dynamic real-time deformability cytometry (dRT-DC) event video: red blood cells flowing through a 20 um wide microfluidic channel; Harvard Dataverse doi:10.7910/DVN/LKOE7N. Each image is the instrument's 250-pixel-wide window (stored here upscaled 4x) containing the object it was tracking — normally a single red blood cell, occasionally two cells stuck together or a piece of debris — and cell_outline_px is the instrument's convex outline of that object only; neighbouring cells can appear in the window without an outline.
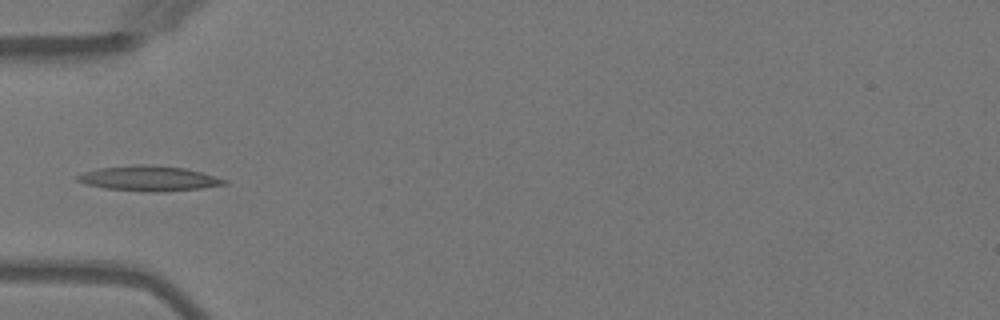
{"species": "Egyptian fruit bat (a non-hibernating species)", "species_latin": "Rousettus aegyptiacus", "temperature_condition": "warm", "stored_images_in_passage": 6, "camera_frame_rate_fps": 3000, "um_per_image_px": 0.085, "animal": {"sex": "female"}, "frame": {"image": 1, "passage_image": 5, "time_ms": 4.667, "image_size_px": [1000, 320], "cell_outline_px": [[228, 184], [200, 188], [156, 192], [152, 192], [108, 188], [88, 184], [76, 180], [76, 176], [84, 172], [100, 168], [132, 164], [152, 164], [184, 168], [200, 172], [228, 180]], "centroid_in_image_um": [12.68, 15.15], "position_along_channel_um": 72.3, "area_um2": 21.21}}
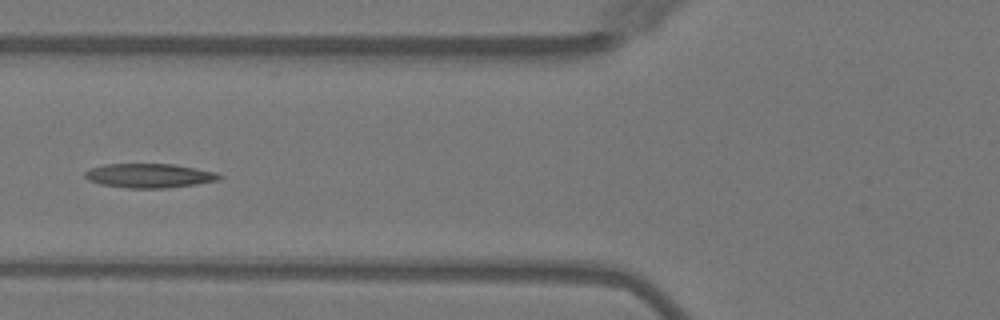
{"frame": {"image": 2, "passage_image": 6, "time_ms": 5.667, "image_size_px": [1000, 320], "cell_outline_px": [[224, 176], [216, 180], [196, 184], [164, 188], [128, 188], [100, 184], [88, 180], [84, 176], [84, 172], [92, 168], [104, 164], [172, 164], [196, 168], [216, 172]], "centroid_in_image_um": [12.67, 14.93], "position_along_channel_um": 113.1, "area_um2": 18.84}}